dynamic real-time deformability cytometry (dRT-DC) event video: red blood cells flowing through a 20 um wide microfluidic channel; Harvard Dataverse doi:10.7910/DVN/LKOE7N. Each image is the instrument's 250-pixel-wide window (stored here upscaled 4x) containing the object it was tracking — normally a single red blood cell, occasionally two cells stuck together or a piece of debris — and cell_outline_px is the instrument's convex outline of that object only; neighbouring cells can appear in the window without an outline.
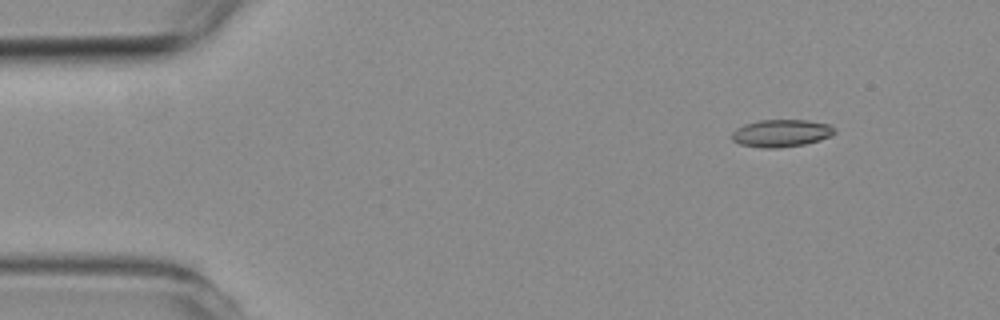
{"species": "common noctule bat (a hibernating species)", "species_latin": "Nyctalus noctula", "temperature_condition": "room temperature", "stored_images_in_passage": 6, "camera_frame_rate_fps": 3000, "um_per_image_px": 0.085, "animal": {"sex": "female", "body_mass_g": 19.3, "forearm_length_mm": 54.1}, "frame": {"image": 1, "passage_image": 1, "time_ms": 0.0, "image_size_px": [1000, 320], "cell_outline_px": [[836, 132], [832, 136], [820, 140], [804, 144], [780, 148], [760, 148], [740, 144], [732, 140], [732, 132], [736, 128], [744, 124], [760, 120], [808, 120], [832, 124], [836, 128]], "centroid_in_image_um": [66.45, 11.32], "position_along_channel_um": 18.6, "area_um2": 16.7}}
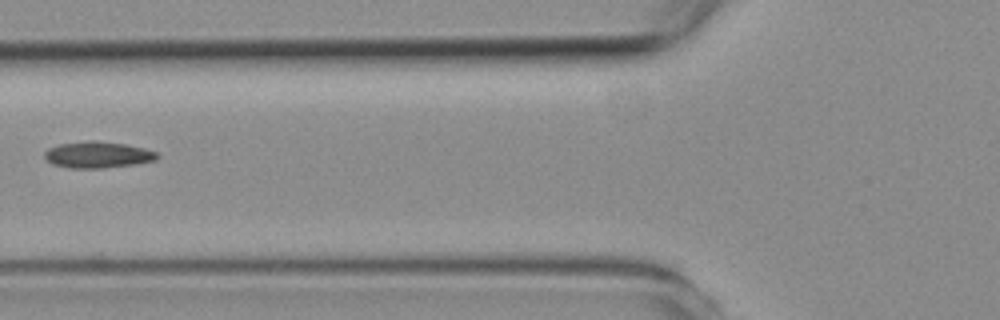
{"frame": {"image": 2, "passage_image": 5, "time_ms": 4.667, "image_size_px": [1000, 320], "cell_outline_px": [[160, 156], [156, 160], [136, 164], [104, 168], [68, 168], [52, 164], [44, 160], [44, 152], [48, 148], [60, 144], [92, 140], [124, 144], [144, 148], [156, 152]], "centroid_in_image_um": [8.28, 13.17], "position_along_channel_um": 117.5, "area_um2": 17.4}}
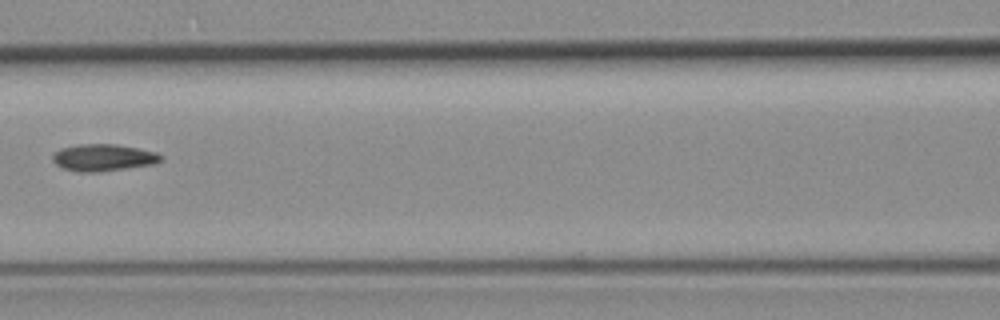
{"frame": {"image": 3, "passage_image": 6, "time_ms": 5.667, "image_size_px": [1000, 320], "cell_outline_px": [[164, 160], [156, 164], [100, 172], [76, 172], [64, 168], [56, 164], [52, 160], [52, 156], [60, 148], [80, 144], [116, 144], [156, 152], [164, 156]], "centroid_in_image_um": [8.82, 13.4], "position_along_channel_um": 157.8, "area_um2": 17.17}}